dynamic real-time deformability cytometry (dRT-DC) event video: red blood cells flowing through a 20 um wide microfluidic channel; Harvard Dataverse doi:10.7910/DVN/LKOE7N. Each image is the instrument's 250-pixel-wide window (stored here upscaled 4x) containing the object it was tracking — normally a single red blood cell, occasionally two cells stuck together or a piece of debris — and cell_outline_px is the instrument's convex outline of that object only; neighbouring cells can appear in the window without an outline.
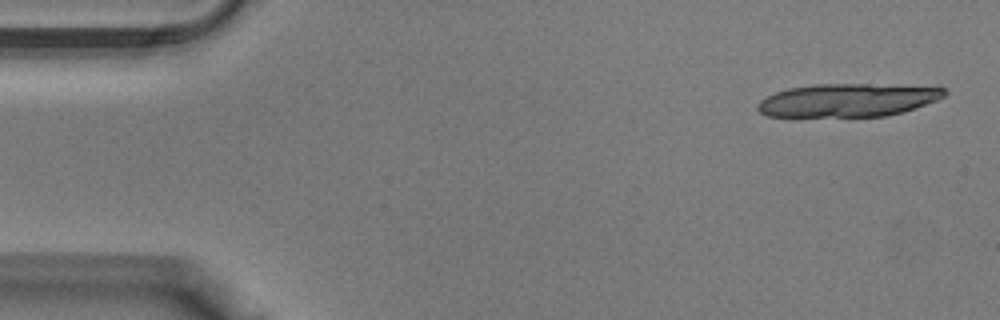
{"species": "Egyptian fruit bat (a non-hibernating species)", "species_latin": "Rousettus aegyptiacus", "temperature_condition": "warm", "stored_images_in_passage": 11, "camera_frame_rate_fps": 3000, "um_per_image_px": 0.085, "animal": {"sex": "male"}, "frame": {"image": 1, "passage_image": 1, "time_ms": 0.0, "image_size_px": [1000, 320], "cell_outline_px": [[948, 92], [944, 96], [936, 100], [916, 108], [904, 112], [884, 116], [768, 116], [760, 112], [756, 108], [756, 104], [760, 100], [776, 92], [788, 88], [812, 84], [868, 84], [944, 88]], "centroid_in_image_um": [72.03, 8.51], "position_along_channel_um": 13.0, "area_um2": 35.84}}